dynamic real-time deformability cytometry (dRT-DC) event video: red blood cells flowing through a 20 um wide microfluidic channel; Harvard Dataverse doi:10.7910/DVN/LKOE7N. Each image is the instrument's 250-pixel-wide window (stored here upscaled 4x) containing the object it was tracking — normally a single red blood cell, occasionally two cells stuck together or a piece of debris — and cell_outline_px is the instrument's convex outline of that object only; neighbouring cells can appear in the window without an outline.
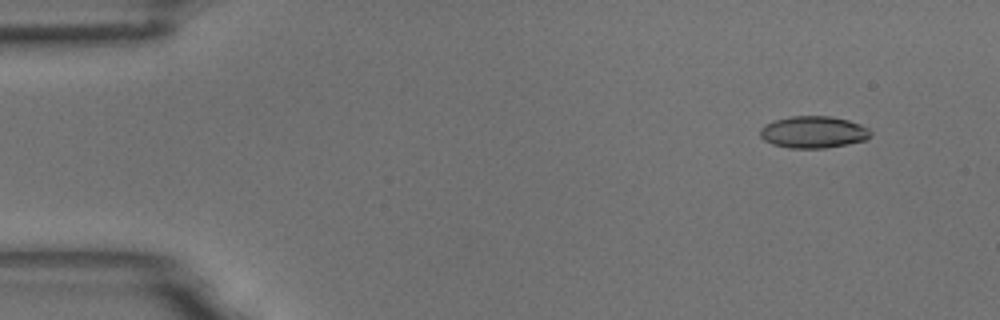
{"species": "common noctule bat (a hibernating species)", "species_latin": "Nyctalus noctula", "temperature_condition": "room temperature", "stored_images_in_passage": 5, "camera_frame_rate_fps": 3000, "um_per_image_px": 0.085, "animal": {"sex": "male", "body_mass_g": 18.8}, "frame": {"image": 1, "passage_image": 2, "time_ms": 0.333, "image_size_px": [1000, 320], "cell_outline_px": [[872, 132], [864, 140], [848, 144], [824, 148], [788, 148], [772, 144], [764, 140], [760, 136], [760, 128], [764, 124], [772, 120], [788, 116], [832, 116], [848, 120], [860, 124], [868, 128]], "centroid_in_image_um": [69.09, 11.22], "position_along_channel_um": 15.9, "area_um2": 20.69}}
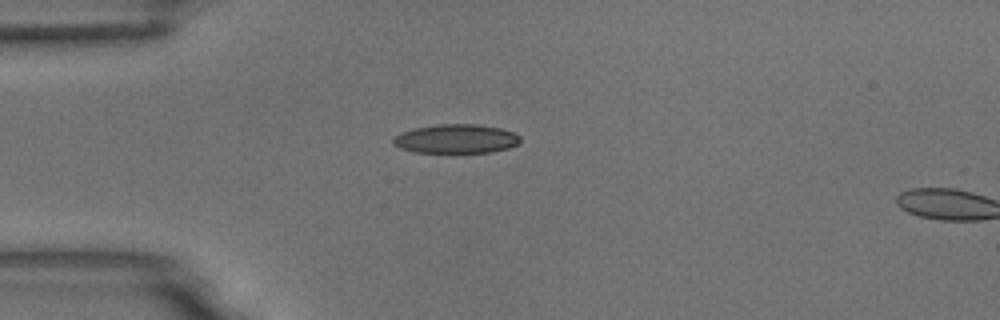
{"frame": {"image": 2, "passage_image": 4, "time_ms": 1.0, "image_size_px": [1000, 320], "cell_outline_px": [[520, 144], [508, 148], [492, 152], [416, 152], [400, 148], [392, 144], [392, 140], [396, 136], [404, 132], [416, 128], [436, 124], [476, 124], [500, 128], [512, 132], [520, 136]], "centroid_in_image_um": [38.8, 11.8], "position_along_channel_um": 46.2, "area_um2": 21.33}}